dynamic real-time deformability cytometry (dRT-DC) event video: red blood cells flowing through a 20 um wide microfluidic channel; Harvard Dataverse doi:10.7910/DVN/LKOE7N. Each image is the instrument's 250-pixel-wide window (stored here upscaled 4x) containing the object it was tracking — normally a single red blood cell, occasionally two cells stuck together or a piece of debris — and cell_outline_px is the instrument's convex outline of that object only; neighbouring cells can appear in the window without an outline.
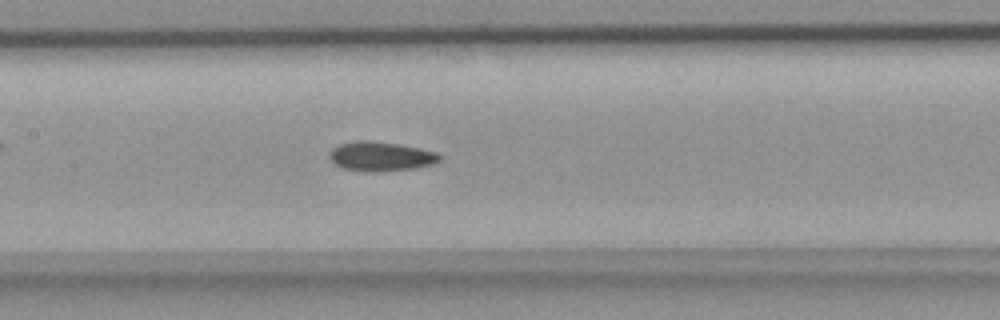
{"species": "common noctule bat (a hibernating species)", "species_latin": "Nyctalus noctula", "temperature_condition": "room temperature", "stored_images_in_passage": 50, "camera_frame_rate_fps": 3000, "um_per_image_px": 0.085, "animal": {"sex": "female", "body_mass_g": 18.4}, "frame": {"image": 1, "passage_image": 23, "time_ms": 7.333, "image_size_px": [1000, 320], "cell_outline_px": [[444, 160], [436, 164], [416, 168], [376, 172], [364, 172], [344, 168], [336, 164], [328, 156], [332, 148], [340, 144], [356, 140], [368, 140], [396, 144], [420, 148], [440, 152], [444, 156]], "centroid_in_image_um": [32.47, 13.3], "position_along_channel_um": 174.9, "area_um2": 19.25}}
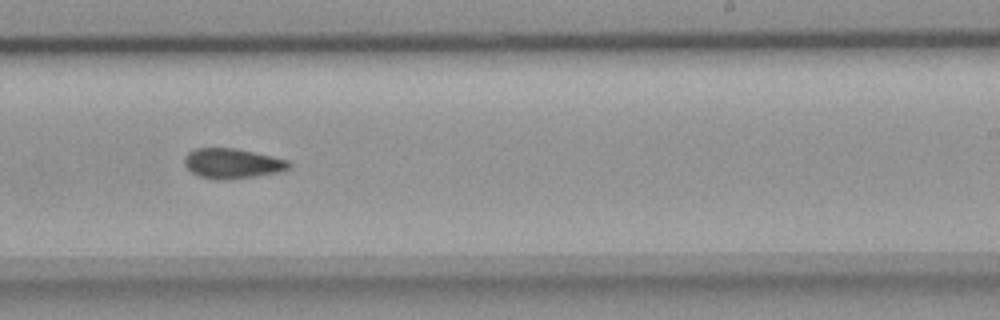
{"frame": {"image": 2, "passage_image": 30, "time_ms": 9.667, "image_size_px": [1000, 320], "cell_outline_px": [[292, 164], [284, 172], [228, 180], [220, 180], [200, 176], [192, 172], [184, 164], [184, 156], [188, 152], [196, 148], [236, 148], [272, 156], [288, 160]], "centroid_in_image_um": [19.77, 13.89], "position_along_channel_um": 269.2, "area_um2": 18.44}}
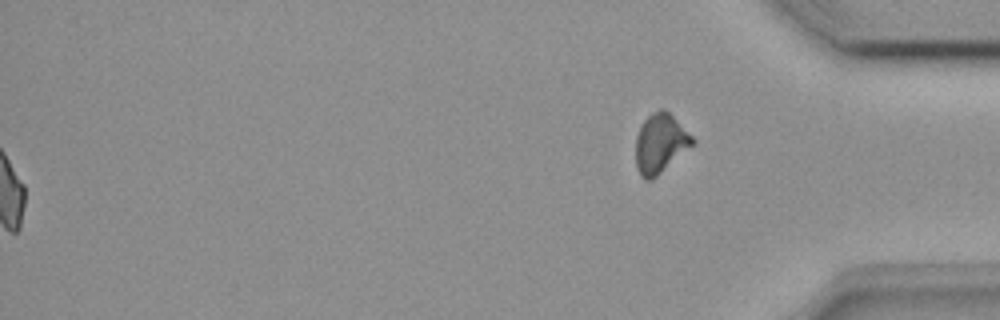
{"frame": {"image": 3, "passage_image": 50, "time_ms": 16.333, "image_size_px": [1000, 320], "cell_outline_px": [[696, 144], [652, 180], [644, 180], [640, 176], [636, 168], [636, 136], [644, 120], [652, 112], [660, 108], [664, 108], [696, 140]], "centroid_in_image_um": [56.13, 12.22], "position_along_channel_um": 379.1, "area_um2": 19.77}}